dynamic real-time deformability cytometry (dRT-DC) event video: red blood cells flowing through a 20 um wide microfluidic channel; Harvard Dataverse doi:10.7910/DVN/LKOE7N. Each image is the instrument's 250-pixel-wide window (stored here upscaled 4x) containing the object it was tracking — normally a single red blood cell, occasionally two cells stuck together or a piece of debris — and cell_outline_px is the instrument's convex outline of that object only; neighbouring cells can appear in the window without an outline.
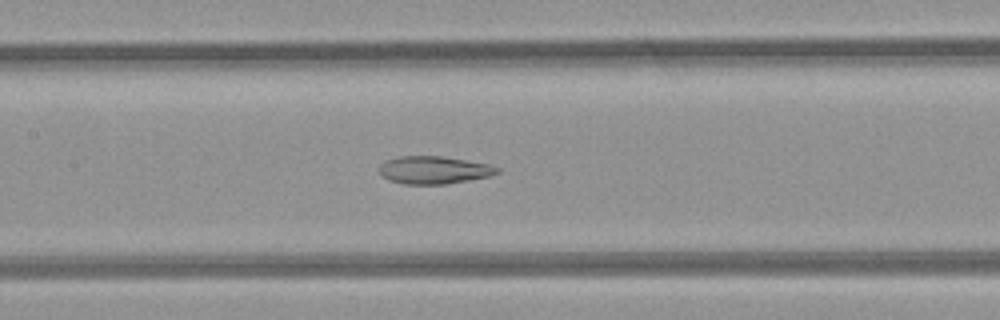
{"species": "common noctule bat (a hibernating species)", "species_latin": "Nyctalus noctula", "temperature_condition": "room temperature", "stored_images_in_passage": 48, "camera_frame_rate_fps": 3000, "um_per_image_px": 0.085, "animal": {"sex": "female", "body_mass_g": 21.9}, "frame": {"image": 1, "passage_image": 22, "time_ms": 7.0, "image_size_px": [1000, 320], "cell_outline_px": [[500, 172], [488, 176], [448, 184], [404, 184], [392, 180], [384, 176], [380, 172], [380, 164], [384, 160], [400, 156], [440, 156], [492, 164], [500, 168]], "centroid_in_image_um": [36.92, 14.44], "position_along_channel_um": 170.5, "area_um2": 18.96}}
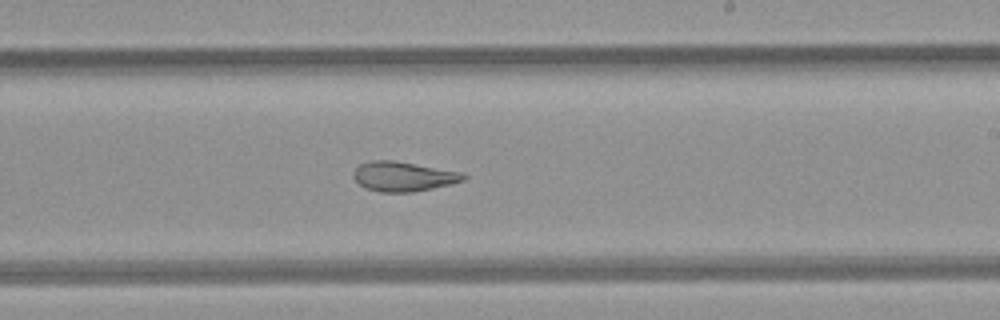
{"frame": {"image": 2, "passage_image": 28, "time_ms": 9.0, "image_size_px": [1000, 320], "cell_outline_px": [[468, 176], [464, 180], [452, 184], [412, 192], [380, 192], [368, 188], [360, 184], [352, 176], [352, 172], [360, 164], [372, 160], [392, 160], [464, 172]], "centroid_in_image_um": [34.31, 14.99], "position_along_channel_um": 254.7, "area_um2": 19.02}}
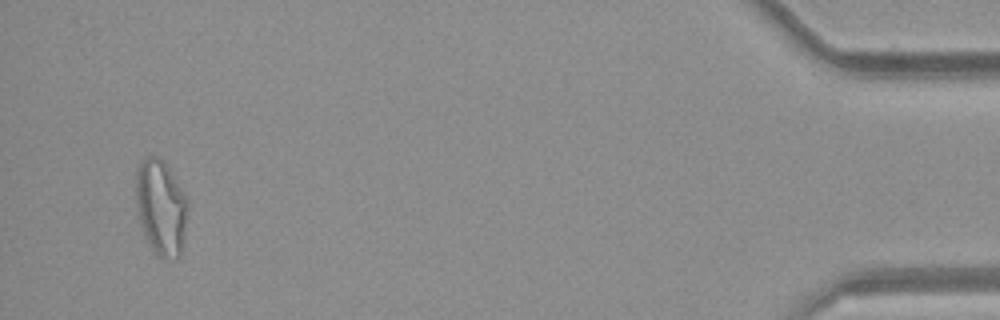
{"frame": {"image": 3, "passage_image": 46, "time_ms": 15.0, "image_size_px": [1000, 320], "cell_outline_px": [[188, 204], [180, 256], [176, 260], [164, 260], [156, 256], [144, 232], [140, 220], [136, 200], [136, 168], [148, 156], [156, 156], [164, 160], [168, 164], [188, 196]], "centroid_in_image_um": [13.71, 17.6], "position_along_channel_um": 421.5, "area_um2": 29.07}, "authors_computed_cell_mechanics": {"area_um2": 23.7269, "velocity_mm_per_s": 4.2324, "shape_relaxation_time_tau1_ms": null, "shape_relaxation_time_tau2_ms": 2.6469, "deformation_change_tau1": null, "deformation_change_tau2": 0.0968}}